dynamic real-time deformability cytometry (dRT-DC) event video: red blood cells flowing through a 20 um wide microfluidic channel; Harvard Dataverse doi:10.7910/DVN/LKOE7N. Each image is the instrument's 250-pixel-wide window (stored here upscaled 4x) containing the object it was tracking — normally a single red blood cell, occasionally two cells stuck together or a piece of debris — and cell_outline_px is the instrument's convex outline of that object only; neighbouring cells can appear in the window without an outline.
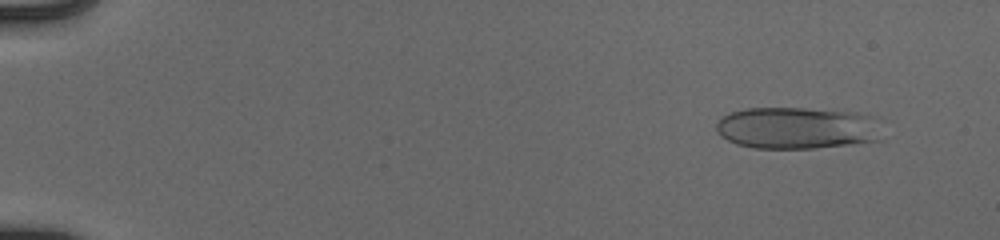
{"species": "human", "species_latin": "Homo sapiens", "temperature_condition": "cold", "stored_images_in_passage": 54, "camera_frame_rate_fps": 3000, "um_per_image_px": 0.085, "donor": {"sex": "male"}, "frame": {"image": 1, "passage_image": 6, "time_ms": 1.667, "image_size_px": [1000, 240], "cell_outline_px": [[884, 140], [816, 148], [752, 148], [736, 144], [720, 136], [716, 128], [716, 124], [724, 116], [732, 112], [748, 108], [804, 108], [852, 112], [872, 116]], "centroid_in_image_um": [67.74, 10.89], "position_along_channel_um": 17.3, "area_um2": 40.4}}
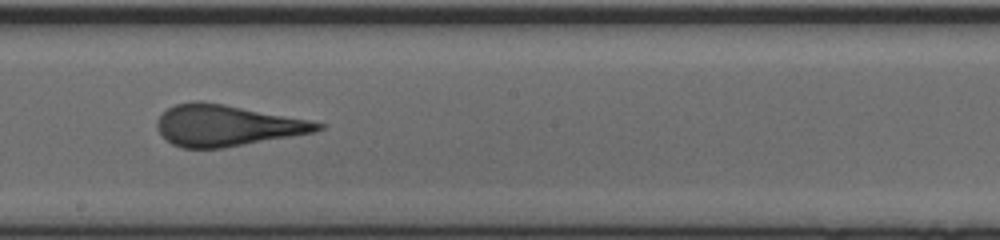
{"frame": {"image": 2, "passage_image": 33, "time_ms": 10.667, "image_size_px": [1000, 240], "cell_outline_px": [[328, 124], [324, 128], [316, 132], [224, 148], [184, 148], [172, 144], [156, 128], [156, 124], [160, 116], [168, 108], [176, 104], [192, 100], [200, 100], [224, 104], [308, 120]], "centroid_in_image_um": [19.29, 10.66], "position_along_channel_um": 228.9, "area_um2": 38.44}}
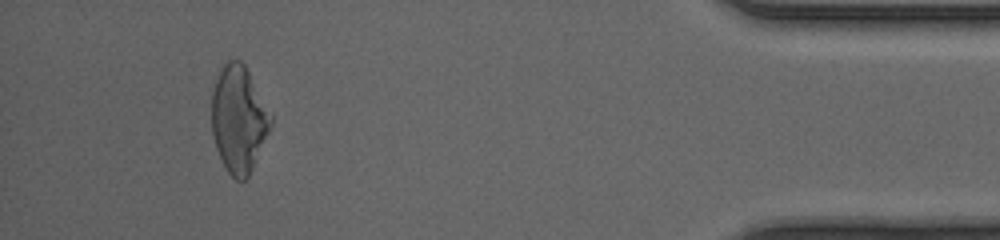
{"frame": {"image": 3, "passage_image": 51, "time_ms": 16.667, "image_size_px": [1000, 240], "cell_outline_px": [[272, 124], [252, 168], [248, 176], [244, 180], [236, 180], [228, 172], [216, 148], [212, 132], [212, 92], [216, 80], [224, 64], [228, 60], [240, 60], [244, 64], [272, 116]], "centroid_in_image_um": [20.28, 10.13], "position_along_channel_um": 414.9, "area_um2": 36.07}, "authors_computed_cell_mechanics": {"area_um2": 38.1191, "velocity_mm_per_s": 3.9757, "shape_relaxation_time_tau1_ms": 5.6482, "shape_relaxation_time_tau2_ms": 0.8089, "deformation_change_tau1": 0.2047, "deformation_change_tau2": 0.0889}}